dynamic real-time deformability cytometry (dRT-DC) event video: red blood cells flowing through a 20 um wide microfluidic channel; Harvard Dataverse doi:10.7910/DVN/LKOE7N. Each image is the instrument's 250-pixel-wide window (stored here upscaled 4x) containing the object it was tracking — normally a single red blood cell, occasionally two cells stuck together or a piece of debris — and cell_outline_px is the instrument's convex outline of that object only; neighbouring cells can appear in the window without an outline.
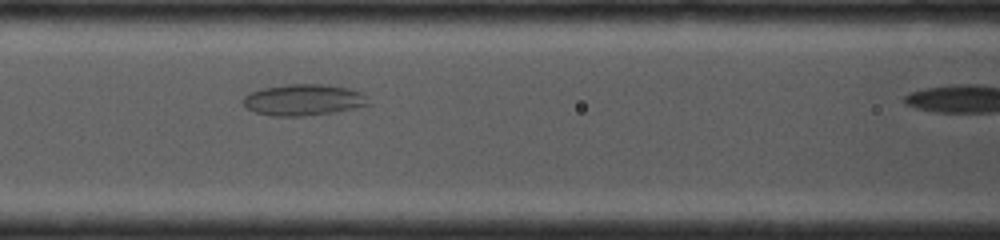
{"species": "common noctule bat (a hibernating species)", "species_latin": "Nyctalus noctula", "temperature_condition": "cold", "stored_images_in_passage": 4, "segment_of_instrument_passage": [1, 2], "camera_frame_rate_fps": 4000, "um_per_image_px": 0.085, "animal": {"sex": "female", "body_mass_g": 19.0, "forearm_length_mm": 53.3}, "frame": {"image": 1, "passage_image": 3, "time_ms": 1.5, "image_size_px": [1000, 240], "cell_outline_px": [[368, 104], [352, 108], [332, 112], [304, 116], [272, 116], [256, 112], [248, 108], [244, 104], [244, 96], [252, 92], [264, 88], [292, 84], [320, 84], [348, 88], [360, 92], [364, 96]], "centroid_in_image_um": [25.76, 8.49], "position_along_channel_um": 140.8, "area_um2": 22.2}}